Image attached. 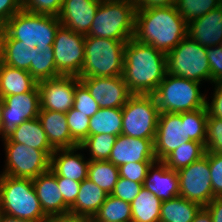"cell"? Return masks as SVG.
Segmentation results:
<instances>
[{"instance_id":"cell-1","label":"cell","mask_w":222,"mask_h":222,"mask_svg":"<svg viewBox=\"0 0 222 222\" xmlns=\"http://www.w3.org/2000/svg\"><path fill=\"white\" fill-rule=\"evenodd\" d=\"M187 36V22L175 6L137 8L133 38L167 54Z\"/></svg>"},{"instance_id":"cell-2","label":"cell","mask_w":222,"mask_h":222,"mask_svg":"<svg viewBox=\"0 0 222 222\" xmlns=\"http://www.w3.org/2000/svg\"><path fill=\"white\" fill-rule=\"evenodd\" d=\"M166 74V54L134 38L126 42L122 76L131 94L153 95Z\"/></svg>"},{"instance_id":"cell-3","label":"cell","mask_w":222,"mask_h":222,"mask_svg":"<svg viewBox=\"0 0 222 222\" xmlns=\"http://www.w3.org/2000/svg\"><path fill=\"white\" fill-rule=\"evenodd\" d=\"M61 26L58 16L35 14L21 10L1 28L0 40H18L38 52L53 49L55 34Z\"/></svg>"},{"instance_id":"cell-4","label":"cell","mask_w":222,"mask_h":222,"mask_svg":"<svg viewBox=\"0 0 222 222\" xmlns=\"http://www.w3.org/2000/svg\"><path fill=\"white\" fill-rule=\"evenodd\" d=\"M0 207L4 214L32 222H45L44 214L30 178L0 174Z\"/></svg>"},{"instance_id":"cell-5","label":"cell","mask_w":222,"mask_h":222,"mask_svg":"<svg viewBox=\"0 0 222 222\" xmlns=\"http://www.w3.org/2000/svg\"><path fill=\"white\" fill-rule=\"evenodd\" d=\"M128 40L85 37V59L79 78L123 75L124 49Z\"/></svg>"},{"instance_id":"cell-6","label":"cell","mask_w":222,"mask_h":222,"mask_svg":"<svg viewBox=\"0 0 222 222\" xmlns=\"http://www.w3.org/2000/svg\"><path fill=\"white\" fill-rule=\"evenodd\" d=\"M136 4L127 1H101L85 37L130 40L135 32Z\"/></svg>"},{"instance_id":"cell-7","label":"cell","mask_w":222,"mask_h":222,"mask_svg":"<svg viewBox=\"0 0 222 222\" xmlns=\"http://www.w3.org/2000/svg\"><path fill=\"white\" fill-rule=\"evenodd\" d=\"M200 84L167 73L153 94L160 113H180L205 108L207 97L201 93Z\"/></svg>"},{"instance_id":"cell-8","label":"cell","mask_w":222,"mask_h":222,"mask_svg":"<svg viewBox=\"0 0 222 222\" xmlns=\"http://www.w3.org/2000/svg\"><path fill=\"white\" fill-rule=\"evenodd\" d=\"M167 73L201 83L210 81L211 71L207 48L186 36L167 54Z\"/></svg>"},{"instance_id":"cell-9","label":"cell","mask_w":222,"mask_h":222,"mask_svg":"<svg viewBox=\"0 0 222 222\" xmlns=\"http://www.w3.org/2000/svg\"><path fill=\"white\" fill-rule=\"evenodd\" d=\"M121 109L122 135L155 139L160 111L153 95L132 94Z\"/></svg>"},{"instance_id":"cell-10","label":"cell","mask_w":222,"mask_h":222,"mask_svg":"<svg viewBox=\"0 0 222 222\" xmlns=\"http://www.w3.org/2000/svg\"><path fill=\"white\" fill-rule=\"evenodd\" d=\"M5 167L1 174L14 178H36L50 170L51 155L55 150H37L25 144L3 139Z\"/></svg>"},{"instance_id":"cell-11","label":"cell","mask_w":222,"mask_h":222,"mask_svg":"<svg viewBox=\"0 0 222 222\" xmlns=\"http://www.w3.org/2000/svg\"><path fill=\"white\" fill-rule=\"evenodd\" d=\"M85 35L60 26L53 43L54 61L62 76H79L85 59Z\"/></svg>"},{"instance_id":"cell-12","label":"cell","mask_w":222,"mask_h":222,"mask_svg":"<svg viewBox=\"0 0 222 222\" xmlns=\"http://www.w3.org/2000/svg\"><path fill=\"white\" fill-rule=\"evenodd\" d=\"M177 173L179 196L196 202L202 207L207 206L216 197L211 185L208 151L201 159L178 170Z\"/></svg>"},{"instance_id":"cell-13","label":"cell","mask_w":222,"mask_h":222,"mask_svg":"<svg viewBox=\"0 0 222 222\" xmlns=\"http://www.w3.org/2000/svg\"><path fill=\"white\" fill-rule=\"evenodd\" d=\"M40 111L39 88L36 85L31 91L4 97L0 135L7 138L17 126L38 117Z\"/></svg>"},{"instance_id":"cell-14","label":"cell","mask_w":222,"mask_h":222,"mask_svg":"<svg viewBox=\"0 0 222 222\" xmlns=\"http://www.w3.org/2000/svg\"><path fill=\"white\" fill-rule=\"evenodd\" d=\"M80 82L77 76H59L37 82L40 109L66 113L72 107L75 87Z\"/></svg>"},{"instance_id":"cell-15","label":"cell","mask_w":222,"mask_h":222,"mask_svg":"<svg viewBox=\"0 0 222 222\" xmlns=\"http://www.w3.org/2000/svg\"><path fill=\"white\" fill-rule=\"evenodd\" d=\"M100 108H122L132 95L123 76L79 78Z\"/></svg>"},{"instance_id":"cell-16","label":"cell","mask_w":222,"mask_h":222,"mask_svg":"<svg viewBox=\"0 0 222 222\" xmlns=\"http://www.w3.org/2000/svg\"><path fill=\"white\" fill-rule=\"evenodd\" d=\"M186 140L185 122H182L180 113H160L156 136L154 140V152L157 161H163Z\"/></svg>"},{"instance_id":"cell-17","label":"cell","mask_w":222,"mask_h":222,"mask_svg":"<svg viewBox=\"0 0 222 222\" xmlns=\"http://www.w3.org/2000/svg\"><path fill=\"white\" fill-rule=\"evenodd\" d=\"M155 139L118 135L108 161L119 167L130 162H155Z\"/></svg>"},{"instance_id":"cell-18","label":"cell","mask_w":222,"mask_h":222,"mask_svg":"<svg viewBox=\"0 0 222 222\" xmlns=\"http://www.w3.org/2000/svg\"><path fill=\"white\" fill-rule=\"evenodd\" d=\"M101 0H63L58 18L61 26L87 35Z\"/></svg>"},{"instance_id":"cell-19","label":"cell","mask_w":222,"mask_h":222,"mask_svg":"<svg viewBox=\"0 0 222 222\" xmlns=\"http://www.w3.org/2000/svg\"><path fill=\"white\" fill-rule=\"evenodd\" d=\"M32 181L41 208L47 217L69 215L70 208L64 203L57 185V176L51 170L33 178Z\"/></svg>"},{"instance_id":"cell-20","label":"cell","mask_w":222,"mask_h":222,"mask_svg":"<svg viewBox=\"0 0 222 222\" xmlns=\"http://www.w3.org/2000/svg\"><path fill=\"white\" fill-rule=\"evenodd\" d=\"M187 36L206 48L221 45L222 4L202 17L188 22Z\"/></svg>"},{"instance_id":"cell-21","label":"cell","mask_w":222,"mask_h":222,"mask_svg":"<svg viewBox=\"0 0 222 222\" xmlns=\"http://www.w3.org/2000/svg\"><path fill=\"white\" fill-rule=\"evenodd\" d=\"M78 150L80 146L55 149L51 155L50 170L57 177H65L77 182L87 179L90 160H85L83 154L76 152Z\"/></svg>"},{"instance_id":"cell-22","label":"cell","mask_w":222,"mask_h":222,"mask_svg":"<svg viewBox=\"0 0 222 222\" xmlns=\"http://www.w3.org/2000/svg\"><path fill=\"white\" fill-rule=\"evenodd\" d=\"M143 187L161 201L170 200L179 196L178 173L163 161H155L148 169Z\"/></svg>"},{"instance_id":"cell-23","label":"cell","mask_w":222,"mask_h":222,"mask_svg":"<svg viewBox=\"0 0 222 222\" xmlns=\"http://www.w3.org/2000/svg\"><path fill=\"white\" fill-rule=\"evenodd\" d=\"M38 119L54 149L74 148L79 146L71 137L66 113L40 109Z\"/></svg>"},{"instance_id":"cell-24","label":"cell","mask_w":222,"mask_h":222,"mask_svg":"<svg viewBox=\"0 0 222 222\" xmlns=\"http://www.w3.org/2000/svg\"><path fill=\"white\" fill-rule=\"evenodd\" d=\"M108 194L88 178L80 184L74 205L69 209V215L88 220L94 218Z\"/></svg>"},{"instance_id":"cell-25","label":"cell","mask_w":222,"mask_h":222,"mask_svg":"<svg viewBox=\"0 0 222 222\" xmlns=\"http://www.w3.org/2000/svg\"><path fill=\"white\" fill-rule=\"evenodd\" d=\"M36 85L37 81L28 71L0 62V95L3 98L5 96L29 92Z\"/></svg>"},{"instance_id":"cell-26","label":"cell","mask_w":222,"mask_h":222,"mask_svg":"<svg viewBox=\"0 0 222 222\" xmlns=\"http://www.w3.org/2000/svg\"><path fill=\"white\" fill-rule=\"evenodd\" d=\"M11 142L25 144L37 150H55L49 143L40 120L37 118L27 120L7 137Z\"/></svg>"},{"instance_id":"cell-27","label":"cell","mask_w":222,"mask_h":222,"mask_svg":"<svg viewBox=\"0 0 222 222\" xmlns=\"http://www.w3.org/2000/svg\"><path fill=\"white\" fill-rule=\"evenodd\" d=\"M201 208L196 202L176 196L162 201L159 222H192Z\"/></svg>"},{"instance_id":"cell-28","label":"cell","mask_w":222,"mask_h":222,"mask_svg":"<svg viewBox=\"0 0 222 222\" xmlns=\"http://www.w3.org/2000/svg\"><path fill=\"white\" fill-rule=\"evenodd\" d=\"M162 201L142 187L131 202L132 222H159Z\"/></svg>"},{"instance_id":"cell-29","label":"cell","mask_w":222,"mask_h":222,"mask_svg":"<svg viewBox=\"0 0 222 222\" xmlns=\"http://www.w3.org/2000/svg\"><path fill=\"white\" fill-rule=\"evenodd\" d=\"M33 48L26 47L18 40H0V62L29 72Z\"/></svg>"},{"instance_id":"cell-30","label":"cell","mask_w":222,"mask_h":222,"mask_svg":"<svg viewBox=\"0 0 222 222\" xmlns=\"http://www.w3.org/2000/svg\"><path fill=\"white\" fill-rule=\"evenodd\" d=\"M122 131V109L100 108L89 122V136L97 134L120 135Z\"/></svg>"},{"instance_id":"cell-31","label":"cell","mask_w":222,"mask_h":222,"mask_svg":"<svg viewBox=\"0 0 222 222\" xmlns=\"http://www.w3.org/2000/svg\"><path fill=\"white\" fill-rule=\"evenodd\" d=\"M205 153V143L190 140L176 148L163 162L168 168L178 171L201 159Z\"/></svg>"},{"instance_id":"cell-32","label":"cell","mask_w":222,"mask_h":222,"mask_svg":"<svg viewBox=\"0 0 222 222\" xmlns=\"http://www.w3.org/2000/svg\"><path fill=\"white\" fill-rule=\"evenodd\" d=\"M87 178L111 194L119 178V168L108 160H91L88 165Z\"/></svg>"},{"instance_id":"cell-33","label":"cell","mask_w":222,"mask_h":222,"mask_svg":"<svg viewBox=\"0 0 222 222\" xmlns=\"http://www.w3.org/2000/svg\"><path fill=\"white\" fill-rule=\"evenodd\" d=\"M90 221L132 222L131 203L108 194L98 213Z\"/></svg>"},{"instance_id":"cell-34","label":"cell","mask_w":222,"mask_h":222,"mask_svg":"<svg viewBox=\"0 0 222 222\" xmlns=\"http://www.w3.org/2000/svg\"><path fill=\"white\" fill-rule=\"evenodd\" d=\"M29 73L37 82L61 76L56 69L53 49H44L43 52H38L36 47L33 48Z\"/></svg>"},{"instance_id":"cell-35","label":"cell","mask_w":222,"mask_h":222,"mask_svg":"<svg viewBox=\"0 0 222 222\" xmlns=\"http://www.w3.org/2000/svg\"><path fill=\"white\" fill-rule=\"evenodd\" d=\"M181 119L182 122H185L186 140L205 143L206 123L208 119L207 107L181 112Z\"/></svg>"},{"instance_id":"cell-36","label":"cell","mask_w":222,"mask_h":222,"mask_svg":"<svg viewBox=\"0 0 222 222\" xmlns=\"http://www.w3.org/2000/svg\"><path fill=\"white\" fill-rule=\"evenodd\" d=\"M117 136L112 134H97L88 136L81 144L80 150H89L91 160L105 161L109 159Z\"/></svg>"},{"instance_id":"cell-37","label":"cell","mask_w":222,"mask_h":222,"mask_svg":"<svg viewBox=\"0 0 222 222\" xmlns=\"http://www.w3.org/2000/svg\"><path fill=\"white\" fill-rule=\"evenodd\" d=\"M222 4V0H177L176 9L188 23Z\"/></svg>"},{"instance_id":"cell-38","label":"cell","mask_w":222,"mask_h":222,"mask_svg":"<svg viewBox=\"0 0 222 222\" xmlns=\"http://www.w3.org/2000/svg\"><path fill=\"white\" fill-rule=\"evenodd\" d=\"M66 119L72 139L80 146L89 136L90 118L72 107L66 112Z\"/></svg>"},{"instance_id":"cell-39","label":"cell","mask_w":222,"mask_h":222,"mask_svg":"<svg viewBox=\"0 0 222 222\" xmlns=\"http://www.w3.org/2000/svg\"><path fill=\"white\" fill-rule=\"evenodd\" d=\"M73 108L91 118L99 109V104L91 96L87 87L80 81L75 87Z\"/></svg>"},{"instance_id":"cell-40","label":"cell","mask_w":222,"mask_h":222,"mask_svg":"<svg viewBox=\"0 0 222 222\" xmlns=\"http://www.w3.org/2000/svg\"><path fill=\"white\" fill-rule=\"evenodd\" d=\"M205 148L208 152L222 154V119L208 117L206 123Z\"/></svg>"},{"instance_id":"cell-41","label":"cell","mask_w":222,"mask_h":222,"mask_svg":"<svg viewBox=\"0 0 222 222\" xmlns=\"http://www.w3.org/2000/svg\"><path fill=\"white\" fill-rule=\"evenodd\" d=\"M63 0H22V9L35 14L58 16Z\"/></svg>"},{"instance_id":"cell-42","label":"cell","mask_w":222,"mask_h":222,"mask_svg":"<svg viewBox=\"0 0 222 222\" xmlns=\"http://www.w3.org/2000/svg\"><path fill=\"white\" fill-rule=\"evenodd\" d=\"M153 162H130L119 166V177L144 183L149 167Z\"/></svg>"},{"instance_id":"cell-43","label":"cell","mask_w":222,"mask_h":222,"mask_svg":"<svg viewBox=\"0 0 222 222\" xmlns=\"http://www.w3.org/2000/svg\"><path fill=\"white\" fill-rule=\"evenodd\" d=\"M142 187V183L130 181L126 178L119 177L111 195L123 201L131 203L140 193Z\"/></svg>"},{"instance_id":"cell-44","label":"cell","mask_w":222,"mask_h":222,"mask_svg":"<svg viewBox=\"0 0 222 222\" xmlns=\"http://www.w3.org/2000/svg\"><path fill=\"white\" fill-rule=\"evenodd\" d=\"M208 162L213 194L222 197V154L208 152Z\"/></svg>"},{"instance_id":"cell-45","label":"cell","mask_w":222,"mask_h":222,"mask_svg":"<svg viewBox=\"0 0 222 222\" xmlns=\"http://www.w3.org/2000/svg\"><path fill=\"white\" fill-rule=\"evenodd\" d=\"M207 58L211 71V83L222 82V46L207 48Z\"/></svg>"},{"instance_id":"cell-46","label":"cell","mask_w":222,"mask_h":222,"mask_svg":"<svg viewBox=\"0 0 222 222\" xmlns=\"http://www.w3.org/2000/svg\"><path fill=\"white\" fill-rule=\"evenodd\" d=\"M81 182H77L65 177H57V185L61 191L64 203L71 208L80 190Z\"/></svg>"},{"instance_id":"cell-47","label":"cell","mask_w":222,"mask_h":222,"mask_svg":"<svg viewBox=\"0 0 222 222\" xmlns=\"http://www.w3.org/2000/svg\"><path fill=\"white\" fill-rule=\"evenodd\" d=\"M213 99L211 103L206 101L208 117H216L222 119V82L214 83Z\"/></svg>"},{"instance_id":"cell-48","label":"cell","mask_w":222,"mask_h":222,"mask_svg":"<svg viewBox=\"0 0 222 222\" xmlns=\"http://www.w3.org/2000/svg\"><path fill=\"white\" fill-rule=\"evenodd\" d=\"M22 10V0H0V25Z\"/></svg>"},{"instance_id":"cell-49","label":"cell","mask_w":222,"mask_h":222,"mask_svg":"<svg viewBox=\"0 0 222 222\" xmlns=\"http://www.w3.org/2000/svg\"><path fill=\"white\" fill-rule=\"evenodd\" d=\"M205 208L210 212L212 222H222V197H215Z\"/></svg>"},{"instance_id":"cell-50","label":"cell","mask_w":222,"mask_h":222,"mask_svg":"<svg viewBox=\"0 0 222 222\" xmlns=\"http://www.w3.org/2000/svg\"><path fill=\"white\" fill-rule=\"evenodd\" d=\"M177 0H135L137 8L175 6Z\"/></svg>"},{"instance_id":"cell-51","label":"cell","mask_w":222,"mask_h":222,"mask_svg":"<svg viewBox=\"0 0 222 222\" xmlns=\"http://www.w3.org/2000/svg\"><path fill=\"white\" fill-rule=\"evenodd\" d=\"M45 222H90V220L81 217L67 215V216L48 217V219Z\"/></svg>"},{"instance_id":"cell-52","label":"cell","mask_w":222,"mask_h":222,"mask_svg":"<svg viewBox=\"0 0 222 222\" xmlns=\"http://www.w3.org/2000/svg\"><path fill=\"white\" fill-rule=\"evenodd\" d=\"M192 222H212V217L210 212L205 207H202Z\"/></svg>"},{"instance_id":"cell-53","label":"cell","mask_w":222,"mask_h":222,"mask_svg":"<svg viewBox=\"0 0 222 222\" xmlns=\"http://www.w3.org/2000/svg\"><path fill=\"white\" fill-rule=\"evenodd\" d=\"M0 222H32L26 219H18L13 216L3 214Z\"/></svg>"},{"instance_id":"cell-54","label":"cell","mask_w":222,"mask_h":222,"mask_svg":"<svg viewBox=\"0 0 222 222\" xmlns=\"http://www.w3.org/2000/svg\"><path fill=\"white\" fill-rule=\"evenodd\" d=\"M3 107H4V98L0 95V129H1Z\"/></svg>"},{"instance_id":"cell-55","label":"cell","mask_w":222,"mask_h":222,"mask_svg":"<svg viewBox=\"0 0 222 222\" xmlns=\"http://www.w3.org/2000/svg\"><path fill=\"white\" fill-rule=\"evenodd\" d=\"M101 1H127L135 3V0H101Z\"/></svg>"},{"instance_id":"cell-56","label":"cell","mask_w":222,"mask_h":222,"mask_svg":"<svg viewBox=\"0 0 222 222\" xmlns=\"http://www.w3.org/2000/svg\"><path fill=\"white\" fill-rule=\"evenodd\" d=\"M4 212L2 211L1 207H0V221H1V218L3 216Z\"/></svg>"},{"instance_id":"cell-57","label":"cell","mask_w":222,"mask_h":222,"mask_svg":"<svg viewBox=\"0 0 222 222\" xmlns=\"http://www.w3.org/2000/svg\"><path fill=\"white\" fill-rule=\"evenodd\" d=\"M90 222H106V221H90Z\"/></svg>"}]
</instances>
